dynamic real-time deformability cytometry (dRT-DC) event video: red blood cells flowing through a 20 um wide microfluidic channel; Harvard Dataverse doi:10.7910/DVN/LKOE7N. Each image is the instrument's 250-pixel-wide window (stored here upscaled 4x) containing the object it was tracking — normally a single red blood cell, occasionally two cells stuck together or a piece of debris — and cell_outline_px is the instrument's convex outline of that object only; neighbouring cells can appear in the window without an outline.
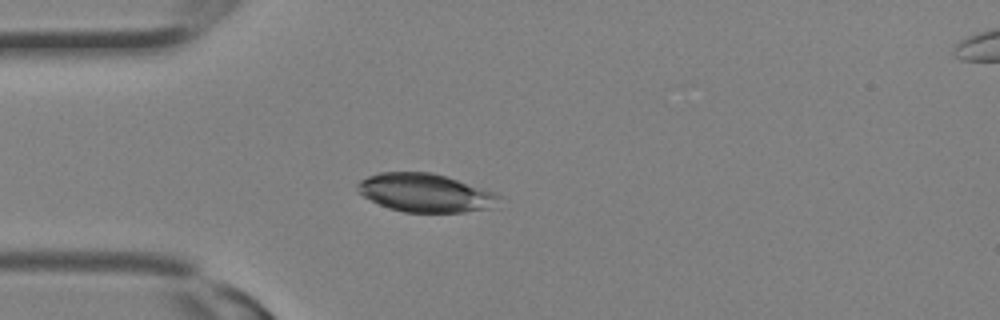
{"species": "Egyptian fruit bat (a non-hibernating species)", "species_latin": "Rousettus aegyptiacus", "temperature_condition": "room temperature", "stored_images_in_passage": 17, "camera_frame_rate_fps": 3000, "um_per_image_px": 0.085, "animal": {"sex": "female"}, "frame": {"image": 1, "passage_image": 7, "time_ms": 2.0, "image_size_px": [1000, 320], "cell_outline_px": [[500, 196], [488, 208], [464, 212], [404, 212], [388, 208], [356, 192], [356, 184], [360, 180], [368, 176], [380, 172], [432, 172], [484, 188], [496, 192]], "centroid_in_image_um": [36.09, 16.38], "position_along_channel_um": 48.9, "area_um2": 31.39}}
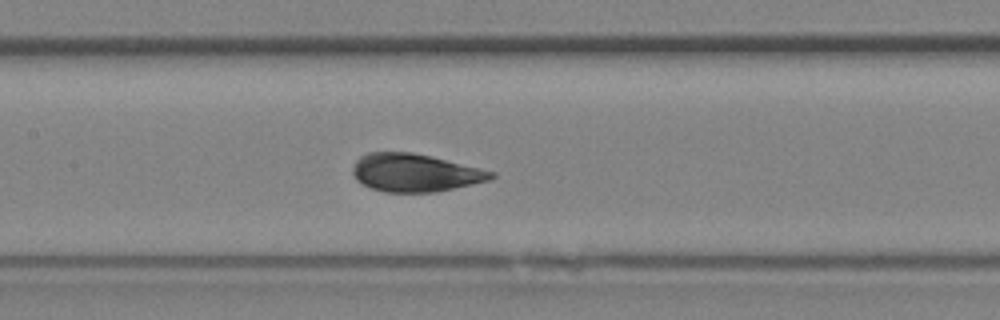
{"frame": {"image": 2, "passage_image": 13, "time_ms": 4.0, "image_size_px": [1000, 320], "cell_outline_px": [[496, 176], [488, 180], [436, 192], [384, 192], [372, 188], [356, 180], [352, 172], [352, 168], [356, 160], [360, 156], [368, 152], [412, 152], [432, 156], [496, 172]], "centroid_in_image_um": [35.26, 14.67], "position_along_channel_um": 172.1, "area_um2": 30.52}}
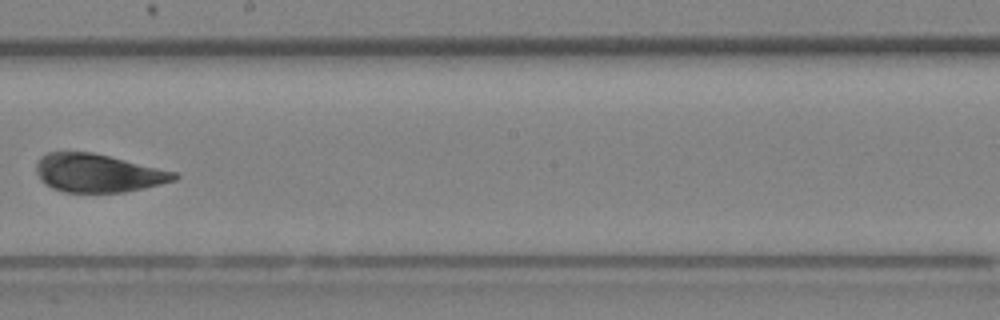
{"frame": {"image": 3, "passage_image": 16, "time_ms": 5.0, "image_size_px": [1000, 320], "cell_outline_px": [[180, 176], [176, 180], [144, 188], [124, 192], [64, 192], [52, 188], [44, 184], [40, 180], [36, 172], [36, 164], [40, 156], [48, 152], [92, 152], [176, 172]], "centroid_in_image_um": [8.3, 14.71], "position_along_channel_um": 239.9, "area_um2": 30.75}}